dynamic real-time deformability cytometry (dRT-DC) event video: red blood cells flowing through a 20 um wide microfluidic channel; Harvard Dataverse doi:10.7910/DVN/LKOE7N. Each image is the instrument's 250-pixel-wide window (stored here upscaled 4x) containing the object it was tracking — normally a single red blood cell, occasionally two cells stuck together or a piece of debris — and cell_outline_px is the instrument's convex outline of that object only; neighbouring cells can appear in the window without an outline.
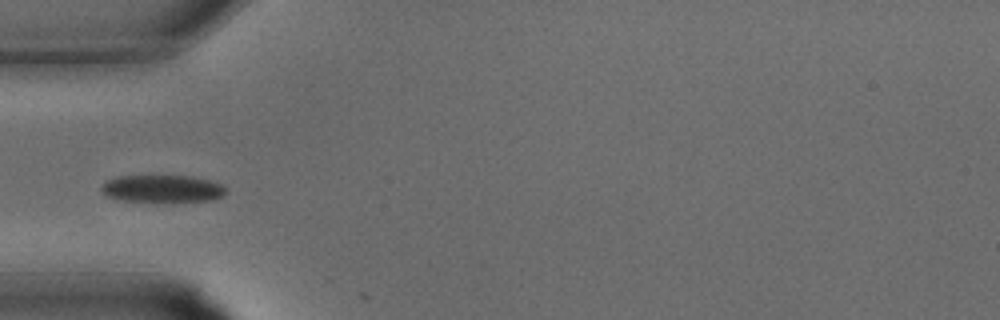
{"species": "common noctule bat (a hibernating species)", "species_latin": "Nyctalus noctula", "temperature_condition": "warm", "stored_images_in_passage": 15, "camera_frame_rate_fps": 3000, "um_per_image_px": 0.085, "animal": {"sex": "male", "body_mass_g": 15.6}, "frame": {"image": 1, "passage_image": 7, "time_ms": 2.0, "image_size_px": [1000, 320], "cell_outline_px": [[224, 192], [220, 196], [212, 200], [172, 204], [120, 200], [104, 196], [100, 188], [104, 180], [116, 176], [192, 176], [208, 180], [220, 184], [224, 188]], "centroid_in_image_um": [13.71, 16.08], "position_along_channel_um": 71.3, "area_um2": 20.63}}
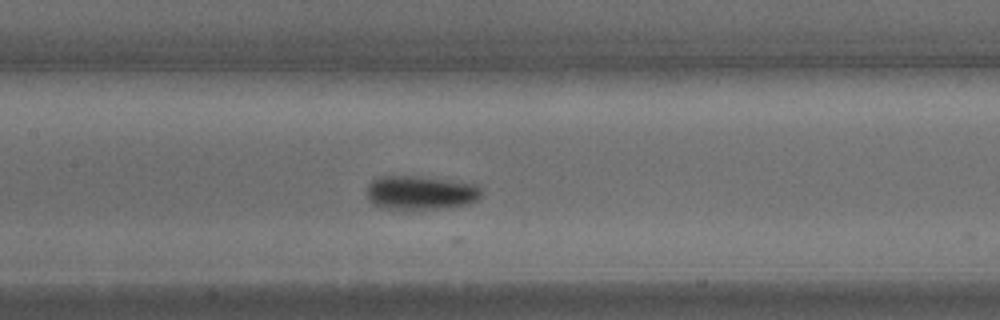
{"frame": {"image": 2, "passage_image": 12, "time_ms": 3.667, "image_size_px": [1000, 320], "cell_outline_px": [[480, 196], [476, 200], [464, 204], [444, 208], [380, 208], [372, 204], [368, 200], [368, 184], [372, 180], [380, 176], [420, 176], [476, 184], [480, 188]], "centroid_in_image_um": [35.7, 16.36], "position_along_channel_um": 171.7, "area_um2": 22.31}}
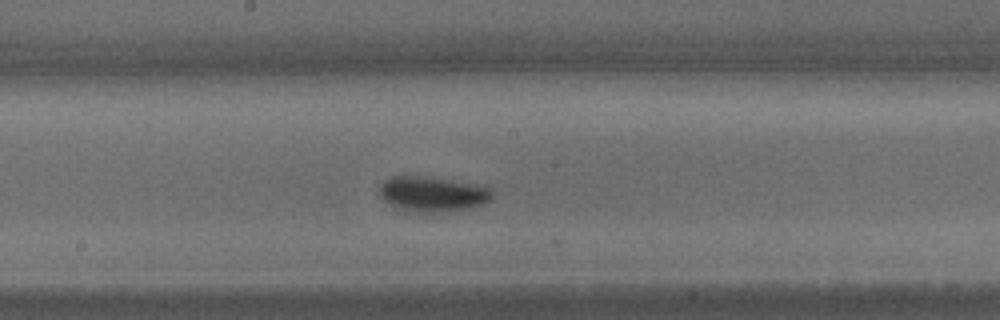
{"frame": {"image": 3, "passage_image": 14, "time_ms": 4.333, "image_size_px": [1000, 320], "cell_outline_px": [[492, 196], [488, 200], [480, 204], [468, 208], [440, 212], [404, 212], [396, 208], [384, 200], [380, 196], [380, 184], [384, 180], [392, 176], [416, 176], [452, 180], [484, 184], [492, 192]], "centroid_in_image_um": [36.73, 16.49], "position_along_channel_um": 211.5, "area_um2": 23.12}}